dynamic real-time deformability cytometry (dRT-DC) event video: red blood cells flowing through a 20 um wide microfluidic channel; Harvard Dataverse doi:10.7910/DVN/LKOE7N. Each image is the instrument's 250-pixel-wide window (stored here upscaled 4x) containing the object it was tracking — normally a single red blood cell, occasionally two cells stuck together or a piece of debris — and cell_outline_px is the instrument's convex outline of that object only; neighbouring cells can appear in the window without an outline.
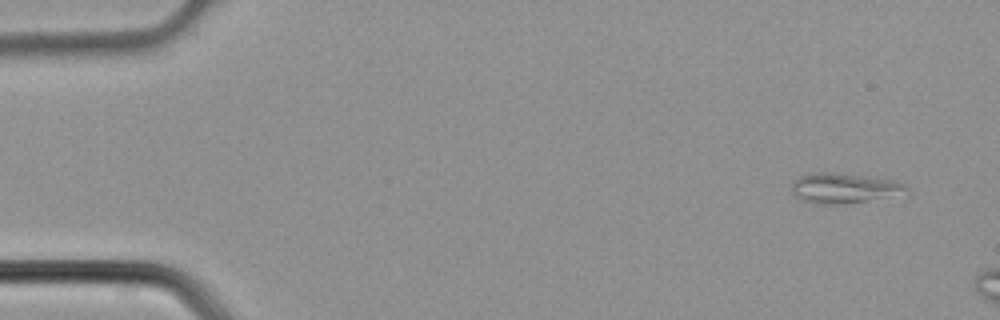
{"species": "common noctule bat (a hibernating species)", "species_latin": "Nyctalus noctula", "temperature_condition": "cold", "stored_images_in_passage": 3, "camera_frame_rate_fps": 3000, "um_per_image_px": 0.085, "animal": {"sex": "male", "body_mass_g": 21.5, "forearm_length_mm": 52.0}, "frame": {"image": 1, "passage_image": 1, "time_ms": 0.0, "image_size_px": [1000, 320], "cell_outline_px": [[908, 196], [836, 204], [824, 204], [804, 200], [796, 196], [792, 192], [792, 184], [800, 176], [816, 172], [840, 172], [896, 180], [904, 184], [908, 188]], "centroid_in_image_um": [71.89, 15.98], "position_along_channel_um": 13.1, "area_um2": 20.52}}